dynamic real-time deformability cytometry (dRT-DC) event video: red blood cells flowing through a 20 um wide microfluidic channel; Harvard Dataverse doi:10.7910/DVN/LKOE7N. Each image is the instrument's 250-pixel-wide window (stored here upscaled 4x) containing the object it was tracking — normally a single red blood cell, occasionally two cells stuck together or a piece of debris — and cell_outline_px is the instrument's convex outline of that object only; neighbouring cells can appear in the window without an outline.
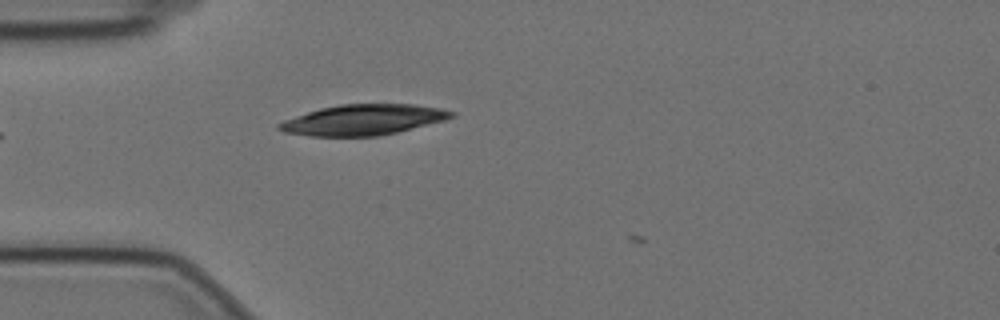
{"species": "Egyptian fruit bat (a non-hibernating species)", "species_latin": "Rousettus aegyptiacus", "temperature_condition": "cold", "stored_images_in_passage": 5, "camera_frame_rate_fps": 3000, "um_per_image_px": 0.085, "animal": {"sex": "female"}, "frame": {"image": 1, "passage_image": 4, "time_ms": 1.0, "image_size_px": [1000, 320], "cell_outline_px": [[456, 116], [444, 120], [380, 136], [308, 136], [284, 132], [276, 128], [276, 124], [284, 120], [320, 108], [340, 104], [412, 104], [440, 108], [456, 112]], "centroid_in_image_um": [30.85, 10.18], "position_along_channel_um": 54.1, "area_um2": 30.63}}